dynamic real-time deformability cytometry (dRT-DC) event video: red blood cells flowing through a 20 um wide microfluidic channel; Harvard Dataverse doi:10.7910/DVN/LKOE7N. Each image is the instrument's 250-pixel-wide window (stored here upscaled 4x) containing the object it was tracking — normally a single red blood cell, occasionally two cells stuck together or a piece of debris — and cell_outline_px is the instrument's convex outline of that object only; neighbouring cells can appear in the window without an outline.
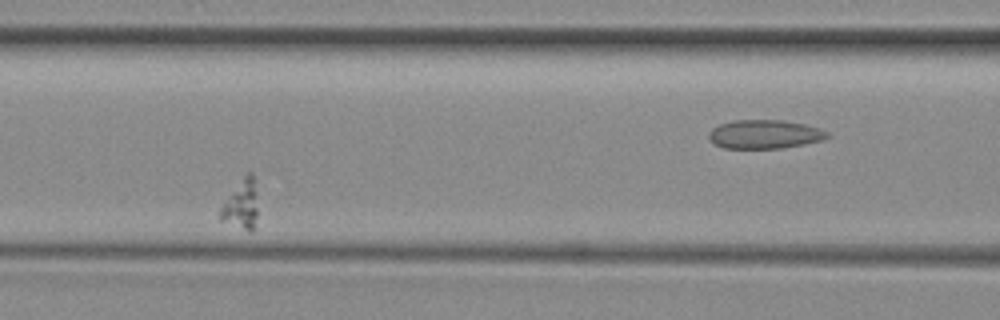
{"species": "common noctule bat (a hibernating species)", "species_latin": "Nyctalus noctula", "temperature_condition": "room temperature", "stored_images_in_passage": 7, "camera_frame_rate_fps": 3000, "um_per_image_px": 0.085, "animal": {"sex": "female", "body_mass_g": 29.2, "forearm_length_mm": 56.3}, "frame": {"image": 1, "passage_image": 4, "time_ms": 3.333, "image_size_px": [1000, 320], "cell_outline_px": [[256, 216], [252, 228], [244, 228], [220, 220], [216, 216], [224, 200], [244, 172], [252, 172], [256, 208]], "centroid_in_image_um": [20.41, 17.31], "position_along_channel_um": 146.2, "area_um2": 10.4}}